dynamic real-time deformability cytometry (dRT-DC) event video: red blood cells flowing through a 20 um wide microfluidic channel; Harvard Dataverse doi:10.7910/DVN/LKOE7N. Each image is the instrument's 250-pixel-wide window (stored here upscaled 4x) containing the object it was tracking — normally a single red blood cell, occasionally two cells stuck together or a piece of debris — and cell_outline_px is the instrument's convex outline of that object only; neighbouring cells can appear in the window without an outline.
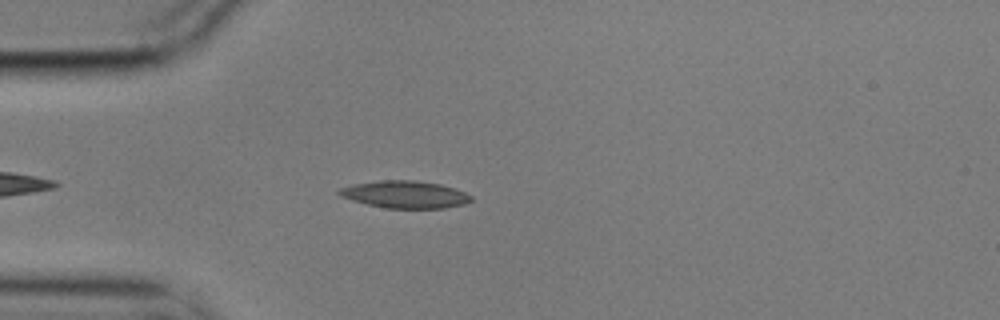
{"species": "common noctule bat (a hibernating species)", "species_latin": "Nyctalus noctula", "temperature_condition": "cold", "stored_images_in_passage": 6, "camera_frame_rate_fps": 3000, "um_per_image_px": 0.085, "animal": {"sex": "male", "body_mass_g": 17.9}, "frame": {"image": 1, "passage_image": 5, "time_ms": 1.333, "image_size_px": [1000, 320], "cell_outline_px": [[472, 200], [464, 204], [444, 208], [384, 208], [352, 200], [340, 196], [336, 192], [340, 188], [352, 184], [380, 180], [412, 180], [440, 184], [456, 188], [472, 196]], "centroid_in_image_um": [34.41, 16.52], "position_along_channel_um": 50.6, "area_um2": 20.98}}